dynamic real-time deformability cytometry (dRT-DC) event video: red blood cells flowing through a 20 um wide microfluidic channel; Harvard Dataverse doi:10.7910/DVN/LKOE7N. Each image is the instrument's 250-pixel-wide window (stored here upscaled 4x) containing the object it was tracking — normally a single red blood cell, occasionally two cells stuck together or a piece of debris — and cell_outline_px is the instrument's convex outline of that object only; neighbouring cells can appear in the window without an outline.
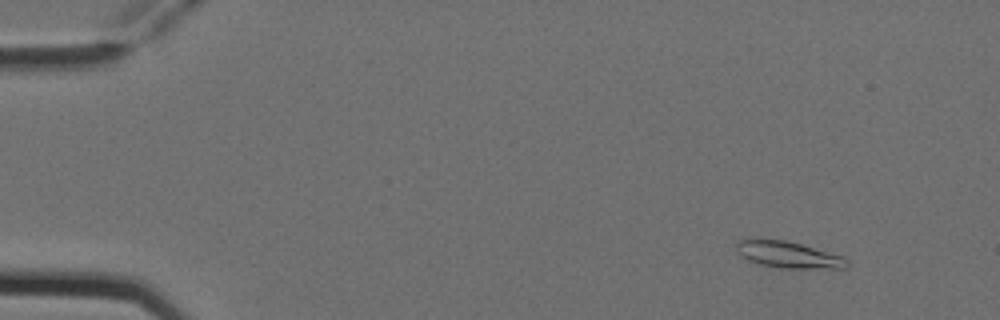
{"species": "Egyptian fruit bat (a non-hibernating species)", "species_latin": "Rousettus aegyptiacus", "temperature_condition": "cold", "stored_images_in_passage": 4, "camera_frame_rate_fps": 3000, "um_per_image_px": 0.085, "animal": {"sex": "female"}, "frame": {"image": 1, "passage_image": 1, "time_ms": 0.0, "image_size_px": [1000, 320], "cell_outline_px": [[848, 264], [844, 268], [784, 268], [756, 264], [740, 256], [736, 252], [736, 240], [756, 236], [784, 240], [800, 244], [844, 256], [848, 260]], "centroid_in_image_um": [66.89, 21.61], "position_along_channel_um": 18.1, "area_um2": 17.63}}